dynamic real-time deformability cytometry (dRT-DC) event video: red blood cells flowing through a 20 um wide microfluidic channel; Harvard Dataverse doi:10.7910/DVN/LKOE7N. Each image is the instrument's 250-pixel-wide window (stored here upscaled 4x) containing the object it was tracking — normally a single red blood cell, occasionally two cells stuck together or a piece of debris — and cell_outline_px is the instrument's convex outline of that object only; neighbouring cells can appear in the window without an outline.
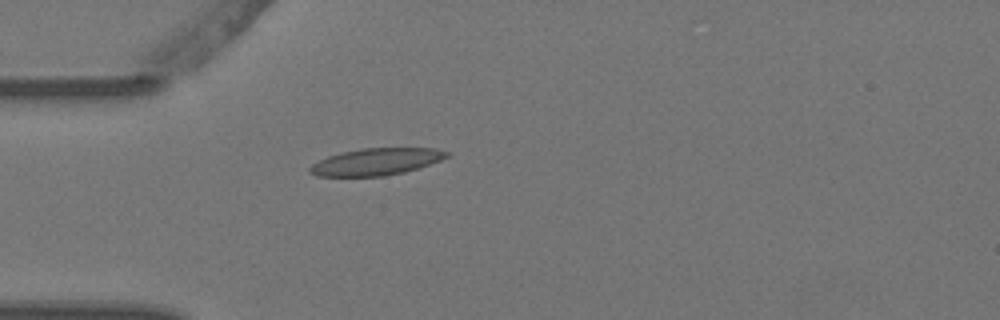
{"species": "Egyptian fruit bat (a non-hibernating species)", "species_latin": "Rousettus aegyptiacus", "temperature_condition": "warm", "stored_images_in_passage": 3, "camera_frame_rate_fps": 3000, "um_per_image_px": 0.085, "animal": {"sex": "female"}, "frame": {"image": 1, "passage_image": 3, "time_ms": 0.667, "image_size_px": [1000, 320], "cell_outline_px": [[452, 152], [448, 156], [440, 160], [404, 172], [384, 176], [316, 176], [308, 172], [308, 168], [312, 164], [328, 156], [360, 148], [436, 148]], "centroid_in_image_um": [31.97, 13.74], "position_along_channel_um": 53.0, "area_um2": 21.39}}